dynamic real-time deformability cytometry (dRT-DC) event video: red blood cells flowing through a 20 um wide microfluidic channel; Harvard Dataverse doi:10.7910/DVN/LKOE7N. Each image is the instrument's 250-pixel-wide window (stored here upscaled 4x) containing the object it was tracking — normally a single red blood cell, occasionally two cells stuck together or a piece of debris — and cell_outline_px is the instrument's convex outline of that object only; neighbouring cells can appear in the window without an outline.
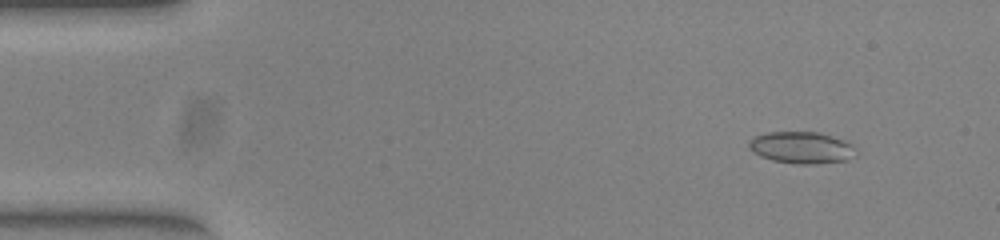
{"species": "common noctule bat (a hibernating species)", "species_latin": "Nyctalus noctula", "temperature_condition": "warm", "stored_images_in_passage": 49, "camera_frame_rate_fps": 3000, "um_per_image_px": 0.085, "animal": {"sex": "female", "body_mass_g": 23.0, "forearm_length_mm": 53.4}, "frame": {"image": 1, "passage_image": 2, "time_ms": 0.333, "image_size_px": [1000, 240], "cell_outline_px": [[856, 156], [848, 160], [812, 164], [800, 164], [772, 160], [760, 156], [752, 152], [748, 148], [748, 140], [756, 136], [768, 132], [820, 132], [844, 140], [852, 144]], "centroid_in_image_um": [68.12, 12.54], "position_along_channel_um": 16.9, "area_um2": 19.88}}
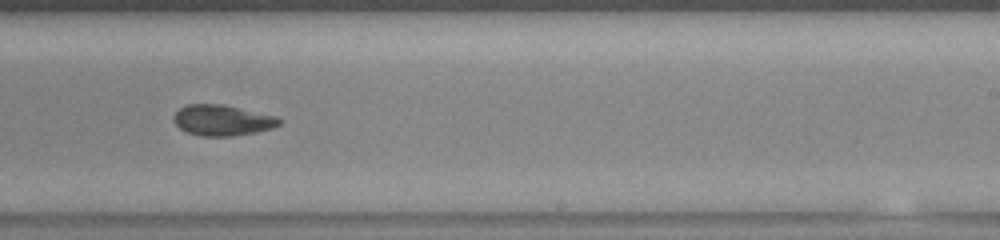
{"frame": {"image": 2, "passage_image": 29, "time_ms": 9.333, "image_size_px": [1000, 240], "cell_outline_px": [[280, 124], [272, 128], [256, 132], [232, 136], [200, 136], [188, 132], [180, 128], [176, 124], [172, 116], [180, 108], [188, 104], [224, 104], [276, 116], [280, 120]], "centroid_in_image_um": [18.89, 10.22], "position_along_channel_um": 270.1, "area_um2": 18.84}}
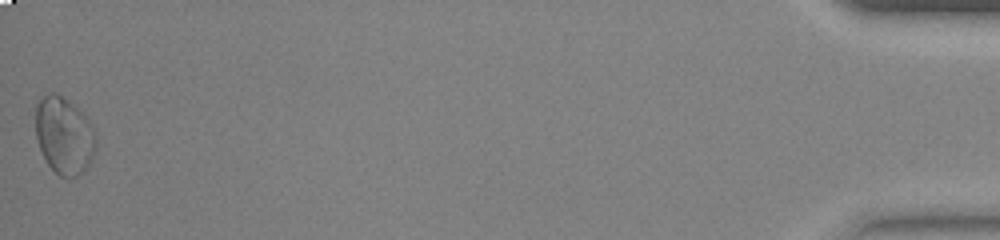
{"frame": {"image": 3, "passage_image": 49, "time_ms": 16.0, "image_size_px": [1000, 240], "cell_outline_px": [[96, 148], [88, 164], [76, 176], [68, 180], [60, 176], [48, 164], [40, 148], [36, 136], [36, 108], [40, 100], [44, 96], [52, 92], [56, 92], [72, 104], [88, 120], [92, 128], [96, 140]], "centroid_in_image_um": [5.44, 11.54], "position_along_channel_um": 429.8, "area_um2": 26.53}, "authors_computed_cell_mechanics": {"area_um2": 19.074, "velocity_mm_per_s": 3.9149, "shape_relaxation_time_tau1_ms": 4.7731, "shape_relaxation_time_tau2_ms": 2.6183, "deformation_change_tau1": 0.1486, "deformation_change_tau2": 0.0821}}